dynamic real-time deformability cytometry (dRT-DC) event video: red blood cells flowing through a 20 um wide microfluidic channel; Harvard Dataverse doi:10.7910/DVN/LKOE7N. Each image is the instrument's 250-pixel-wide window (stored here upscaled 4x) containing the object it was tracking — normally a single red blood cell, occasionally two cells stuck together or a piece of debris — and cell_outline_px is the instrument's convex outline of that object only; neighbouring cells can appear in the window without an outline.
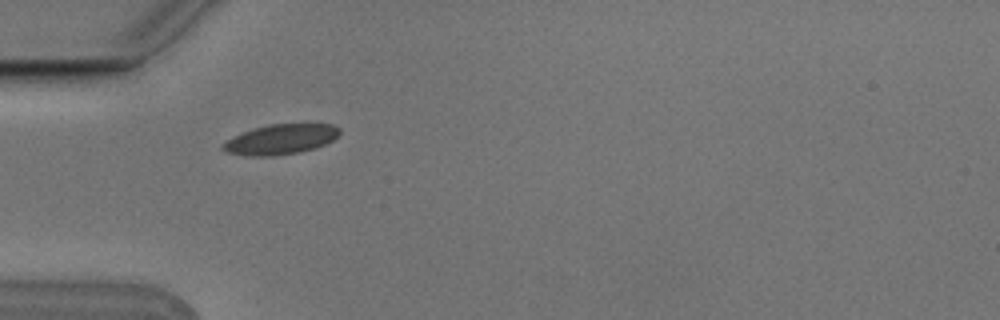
{"species": "Egyptian fruit bat (a non-hibernating species)", "species_latin": "Rousettus aegyptiacus", "temperature_condition": "cold", "stored_images_in_passage": 1, "camera_frame_rate_fps": 3000, "um_per_image_px": 0.085, "animal": {"sex": "male"}, "frame": {"image": 1, "passage_image": 1, "time_ms": 0.0, "image_size_px": [1000, 320], "cell_outline_px": [[340, 132], [332, 140], [324, 144], [300, 152], [272, 156], [248, 156], [224, 152], [220, 148], [220, 144], [224, 140], [232, 136], [256, 128], [272, 124], [332, 124], [340, 128]], "centroid_in_image_um": [23.78, 11.85], "position_along_channel_um": 61.2, "area_um2": 20.4}}